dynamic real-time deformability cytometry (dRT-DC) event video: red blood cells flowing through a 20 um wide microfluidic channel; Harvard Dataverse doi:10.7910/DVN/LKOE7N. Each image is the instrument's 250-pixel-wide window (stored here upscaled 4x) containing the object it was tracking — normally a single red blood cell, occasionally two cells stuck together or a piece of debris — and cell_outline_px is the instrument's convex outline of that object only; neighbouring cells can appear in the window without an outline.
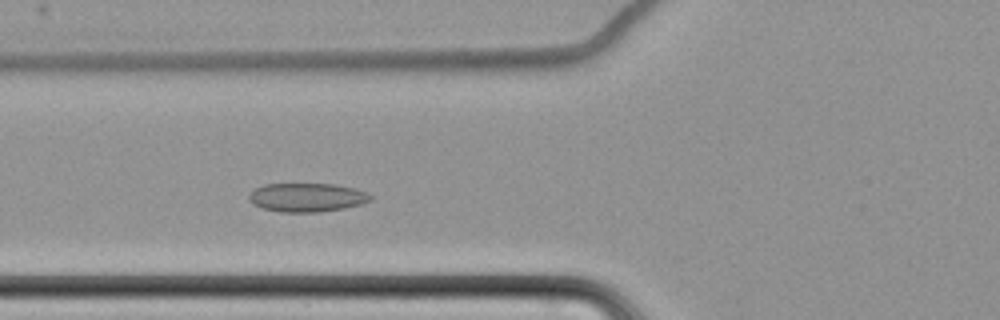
{"species": "common noctule bat (a hibernating species)", "species_latin": "Nyctalus noctula", "temperature_condition": "cold", "stored_images_in_passage": 5, "camera_frame_rate_fps": 3000, "um_per_image_px": 0.085, "animal": {"sex": "female", "body_mass_g": 22.7, "forearm_length_mm": 54.2}, "frame": {"image": 1, "passage_image": 5, "time_ms": 4.667, "image_size_px": [1000, 320], "cell_outline_px": [[372, 200], [360, 204], [344, 208], [320, 212], [280, 212], [264, 208], [248, 200], [248, 196], [256, 188], [264, 184], [336, 184], [356, 188], [368, 192], [372, 196]], "centroid_in_image_um": [26.14, 16.77], "position_along_channel_um": 99.7, "area_um2": 20.35}}